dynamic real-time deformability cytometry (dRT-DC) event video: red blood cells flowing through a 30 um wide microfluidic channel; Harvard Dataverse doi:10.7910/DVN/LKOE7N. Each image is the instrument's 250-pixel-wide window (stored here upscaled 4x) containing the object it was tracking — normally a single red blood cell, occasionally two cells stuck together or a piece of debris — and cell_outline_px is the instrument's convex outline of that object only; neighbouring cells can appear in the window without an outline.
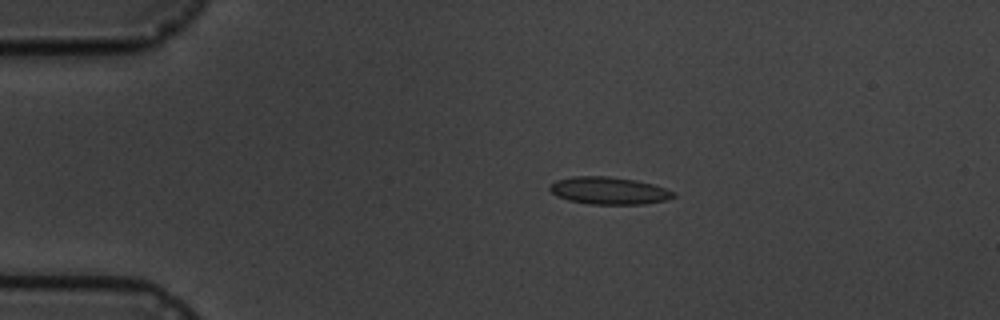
{"species": "common noctule bat (a hibernating species)", "species_latin": "Nyctalus noctula", "temperature_condition": "cold", "stored_images_in_passage": 14, "camera_frame_rate_fps": 3000, "um_per_image_px": 0.085, "animal": {"sex": "male", "body_mass_g": 19.5, "forearm_length_mm": 54.6}, "frame": {"image": 1, "passage_image": 3, "time_ms": 2.333, "image_size_px": [1000, 320], "cell_outline_px": [[676, 196], [664, 200], [644, 204], [592, 204], [568, 200], [556, 196], [548, 188], [556, 180], [572, 176], [608, 176], [636, 180], [652, 184], [676, 192]], "centroid_in_image_um": [51.75, 16.2], "position_along_channel_um": 33.3, "area_um2": 19.65}}
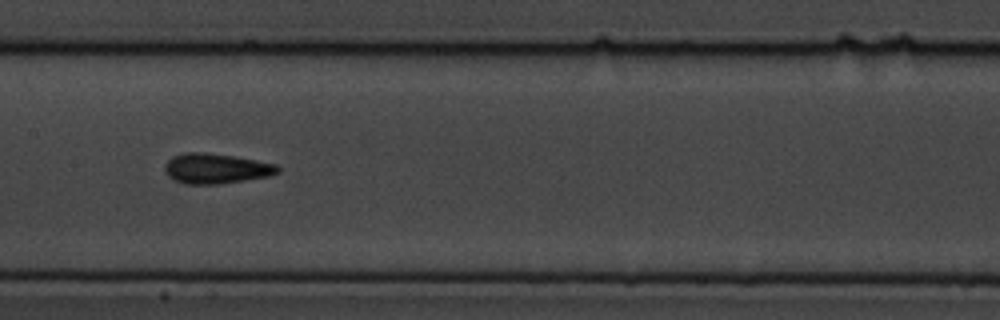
{"frame": {"image": 2, "passage_image": 7, "time_ms": 8.0, "image_size_px": [1000, 320], "cell_outline_px": [[280, 172], [268, 176], [244, 180], [216, 184], [184, 184], [172, 180], [164, 172], [164, 164], [172, 156], [184, 152], [200, 152], [232, 156], [276, 164], [280, 168]], "centroid_in_image_um": [18.3, 14.33], "position_along_channel_um": 189.1, "area_um2": 19.83}}
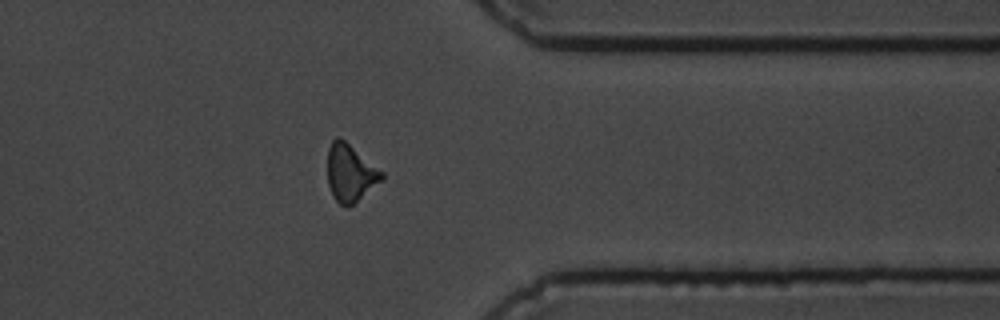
{"frame": {"image": 3, "passage_image": 12, "time_ms": 13.667, "image_size_px": [1000, 320], "cell_outline_px": [[384, 180], [352, 204], [340, 204], [332, 196], [328, 184], [328, 148], [332, 140], [336, 136], [340, 136], [384, 172]], "centroid_in_image_um": [29.78, 14.66], "position_along_channel_um": 381.6, "area_um2": 18.09}, "authors_computed_cell_mechanics": {"area_um2": 18.6694, "velocity_mm_per_s": 3.5519, "shape_relaxation_time_tau1_ms": 2.5291, "shape_relaxation_time_tau2_ms": 4.1276, "deformation_change_tau1": 0.0672, "deformation_change_tau2": 0.0948}}